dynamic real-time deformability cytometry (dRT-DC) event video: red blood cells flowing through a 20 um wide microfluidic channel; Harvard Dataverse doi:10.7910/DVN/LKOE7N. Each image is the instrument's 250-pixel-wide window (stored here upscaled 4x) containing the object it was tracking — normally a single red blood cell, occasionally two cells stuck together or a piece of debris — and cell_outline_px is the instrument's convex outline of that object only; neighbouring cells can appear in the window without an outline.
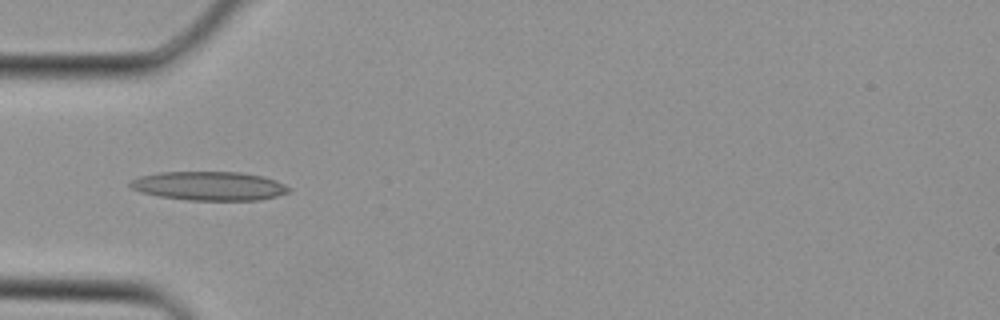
{"species": "Egyptian fruit bat (a non-hibernating species)", "species_latin": "Rousettus aegyptiacus", "temperature_condition": "cold", "stored_images_in_passage": 25, "camera_frame_rate_fps": 3000, "um_per_image_px": 0.085, "animal": {"sex": "female"}, "frame": {"image": 1, "passage_image": 1, "time_ms": 0.0, "image_size_px": [1000, 320], "cell_outline_px": [[292, 188], [288, 192], [276, 196], [260, 200], [188, 200], [160, 196], [140, 192], [132, 188], [128, 184], [128, 180], [140, 176], [160, 172], [240, 172], [264, 176], [276, 180]], "centroid_in_image_um": [17.78, 15.8], "position_along_channel_um": 67.2, "area_um2": 26.82}}
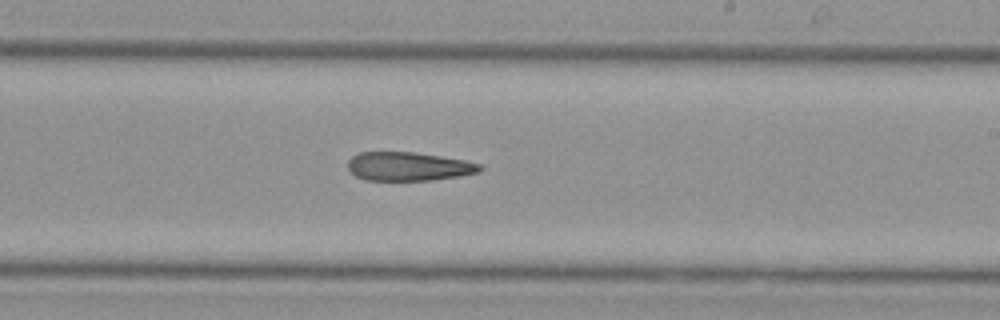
{"frame": {"image": 2, "passage_image": 11, "time_ms": 3.333, "image_size_px": [1000, 320], "cell_outline_px": [[484, 168], [480, 172], [432, 180], [364, 180], [348, 172], [348, 160], [352, 156], [360, 152], [416, 152], [464, 160], [480, 164]], "centroid_in_image_um": [34.69, 14.14], "position_along_channel_um": 254.3, "area_um2": 22.14}}
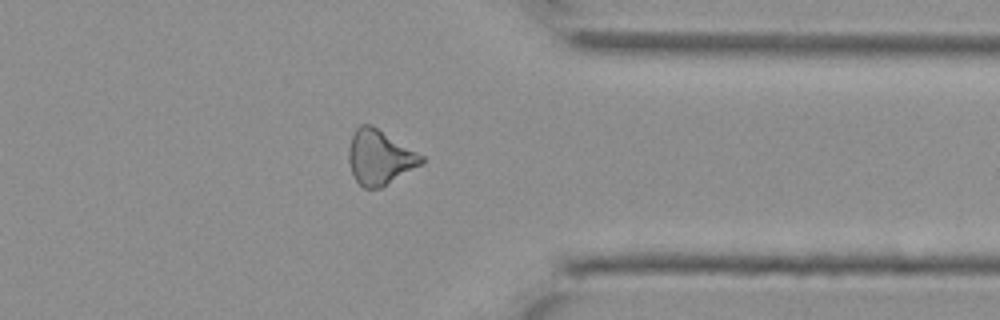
{"frame": {"image": 3, "passage_image": 18, "time_ms": 5.667, "image_size_px": [1000, 320], "cell_outline_px": [[424, 164], [380, 188], [364, 188], [356, 180], [352, 172], [348, 160], [348, 148], [352, 136], [356, 128], [360, 124], [372, 124], [424, 156]], "centroid_in_image_um": [32.28, 13.36], "position_along_channel_um": 379.1, "area_um2": 23.29}}